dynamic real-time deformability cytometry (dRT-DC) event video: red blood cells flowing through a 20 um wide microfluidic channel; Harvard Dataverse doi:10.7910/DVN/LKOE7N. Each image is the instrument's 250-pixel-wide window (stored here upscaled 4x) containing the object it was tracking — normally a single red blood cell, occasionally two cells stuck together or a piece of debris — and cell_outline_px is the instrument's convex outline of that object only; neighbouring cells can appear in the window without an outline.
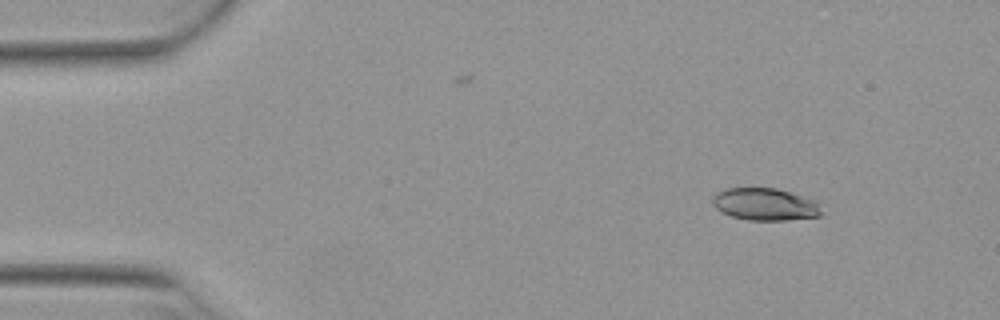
{"species": "Egyptian fruit bat (a non-hibernating species)", "species_latin": "Rousettus aegyptiacus", "temperature_condition": "warm", "stored_images_in_passage": 51, "camera_frame_rate_fps": 3000, "um_per_image_px": 0.085, "animal": {"sex": "female"}, "frame": {"image": 1, "passage_image": 5, "time_ms": 1.333, "image_size_px": [1000, 320], "cell_outline_px": [[820, 216], [788, 220], [748, 220], [732, 216], [720, 212], [712, 204], [712, 196], [716, 192], [724, 188], [776, 188], [820, 200]], "centroid_in_image_um": [65.04, 17.35], "position_along_channel_um": 20.0, "area_um2": 20.87}}
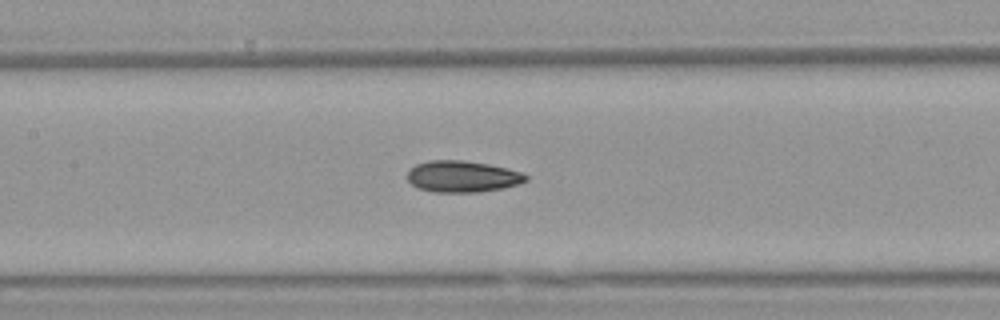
{"frame": {"image": 2, "passage_image": 23, "time_ms": 7.333, "image_size_px": [1000, 320], "cell_outline_px": [[528, 180], [504, 188], [480, 192], [432, 192], [420, 188], [412, 184], [408, 180], [408, 172], [416, 164], [428, 160], [464, 160], [488, 164], [508, 168], [524, 172], [528, 176]], "centroid_in_image_um": [39.34, 15.0], "position_along_channel_um": 168.1, "area_um2": 21.79}}
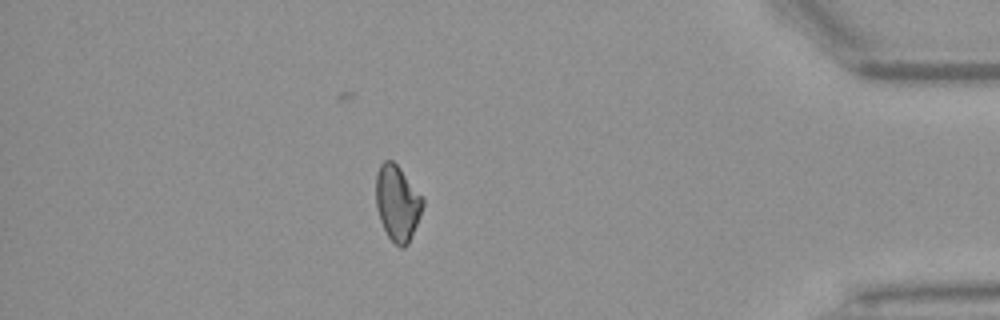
{"frame": {"image": 3, "passage_image": 44, "time_ms": 14.333, "image_size_px": [1000, 320], "cell_outline_px": [[424, 204], [408, 244], [404, 248], [400, 248], [388, 236], [380, 220], [376, 208], [376, 172], [380, 164], [384, 160], [392, 160], [400, 168], [424, 200]], "centroid_in_image_um": [33.75, 17.25], "position_along_channel_um": 401.5, "area_um2": 20.35}, "authors_computed_cell_mechanics": {"area_um2": 21.0392, "velocity_mm_per_s": 3.9504, "shape_relaxation_time_tau1_ms": null, "shape_relaxation_time_tau2_ms": 4.4053, "deformation_change_tau1": null, "deformation_change_tau2": 0.1033}}